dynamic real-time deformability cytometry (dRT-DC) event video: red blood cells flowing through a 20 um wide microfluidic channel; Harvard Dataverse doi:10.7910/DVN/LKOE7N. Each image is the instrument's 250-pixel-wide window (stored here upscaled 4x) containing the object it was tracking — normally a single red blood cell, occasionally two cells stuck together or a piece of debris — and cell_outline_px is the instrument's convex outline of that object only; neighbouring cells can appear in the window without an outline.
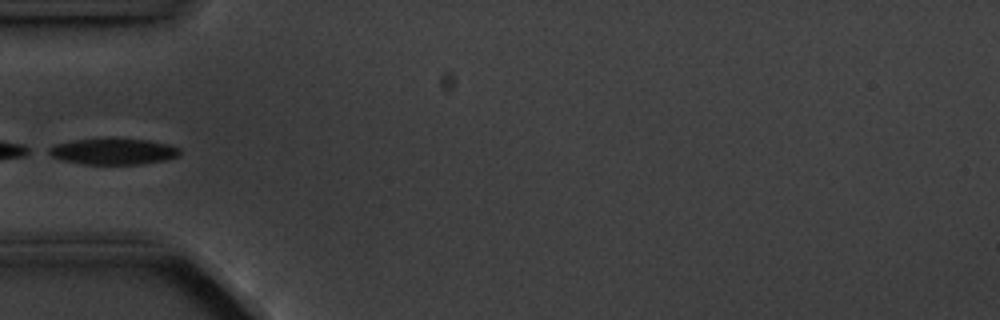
{"species": "common noctule bat (a hibernating species)", "species_latin": "Nyctalus noctula", "temperature_condition": "cold", "stored_images_in_passage": 6, "camera_frame_rate_fps": 3000, "um_per_image_px": 0.085, "animal": {"sex": "male", "body_mass_g": 20.1, "forearm_length_mm": 53.5}, "frame": {"image": 1, "passage_image": 6, "time_ms": 5.667, "image_size_px": [1000, 320], "cell_outline_px": [[180, 156], [164, 160], [136, 164], [84, 164], [60, 160], [44, 152], [44, 148], [52, 144], [72, 140], [112, 136], [148, 140], [168, 144], [180, 148]], "centroid_in_image_um": [9.53, 12.83], "position_along_channel_um": 75.5, "area_um2": 20.87}}